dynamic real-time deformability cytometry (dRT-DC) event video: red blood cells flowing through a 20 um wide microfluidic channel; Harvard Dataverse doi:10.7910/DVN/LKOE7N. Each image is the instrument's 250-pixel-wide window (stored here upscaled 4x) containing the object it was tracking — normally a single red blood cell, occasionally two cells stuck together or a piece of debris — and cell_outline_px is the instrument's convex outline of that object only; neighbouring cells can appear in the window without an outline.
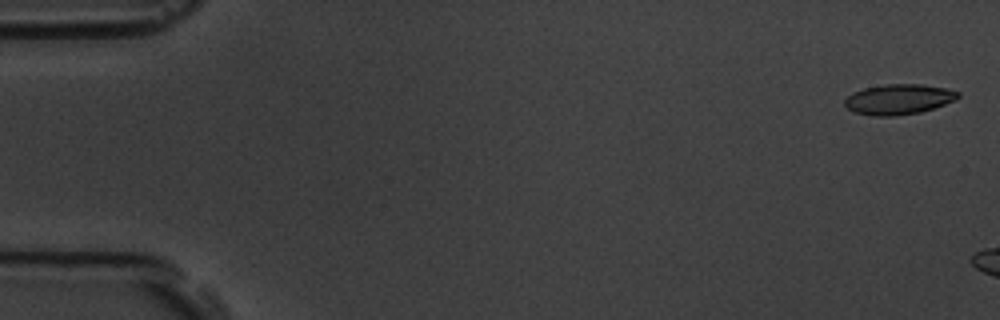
{"species": "common noctule bat (a hibernating species)", "species_latin": "Nyctalus noctula", "temperature_condition": "room temperature", "stored_images_in_passage": 3, "camera_frame_rate_fps": 3000, "um_per_image_px": 0.085, "animal": {"sex": "male", "body_mass_g": 19.5, "forearm_length_mm": 54.6}, "frame": {"image": 1, "passage_image": 1, "time_ms": 0.0, "image_size_px": [1000, 320], "cell_outline_px": [[960, 96], [956, 100], [920, 112], [892, 116], [872, 116], [856, 112], [848, 108], [844, 104], [844, 100], [852, 92], [864, 88], [884, 84], [920, 84], [948, 88], [960, 92]], "centroid_in_image_um": [76.39, 8.43], "position_along_channel_um": 8.6, "area_um2": 20.0}}